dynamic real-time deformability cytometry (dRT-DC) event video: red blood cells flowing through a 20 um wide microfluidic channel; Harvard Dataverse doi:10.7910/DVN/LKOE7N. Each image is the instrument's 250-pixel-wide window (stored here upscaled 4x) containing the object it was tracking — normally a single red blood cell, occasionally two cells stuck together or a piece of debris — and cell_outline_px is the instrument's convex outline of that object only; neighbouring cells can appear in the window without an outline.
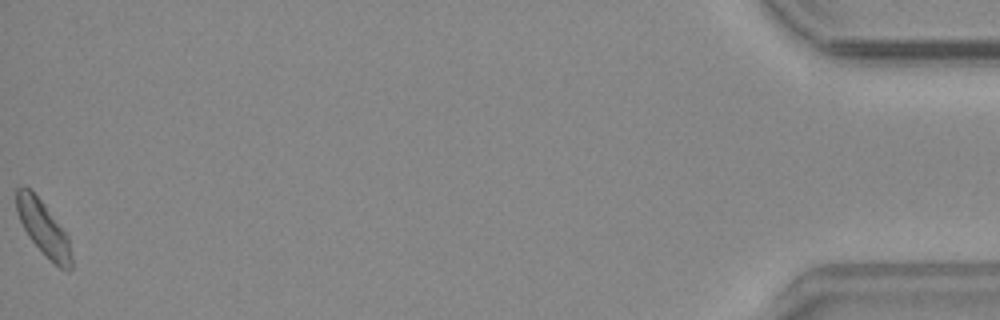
{"species": "common noctule bat (a hibernating species)", "species_latin": "Nyctalus noctula", "temperature_condition": "warm", "stored_images_in_passage": 38, "camera_frame_rate_fps": 3000, "um_per_image_px": 0.085, "animal": {"sex": "male", "body_mass_g": 20.4}, "frame": {"image": 1, "passage_image": 38, "time_ms": 12.333, "image_size_px": [1000, 320], "cell_outline_px": [[72, 268], [68, 272], [60, 268], [28, 236], [16, 212], [16, 188], [20, 184], [24, 184], [44, 204], [68, 236], [72, 256]], "centroid_in_image_um": [3.68, 19.37], "position_along_channel_um": 431.5, "area_um2": 17.11}, "authors_computed_cell_mechanics": {"area_um2": 17.34, "velocity_mm_per_s": 3.8686, "shape_relaxation_time_tau1_ms": 8.3075, "shape_relaxation_time_tau2_ms": null, "deformation_change_tau1": 0.1508, "deformation_change_tau2": null}}